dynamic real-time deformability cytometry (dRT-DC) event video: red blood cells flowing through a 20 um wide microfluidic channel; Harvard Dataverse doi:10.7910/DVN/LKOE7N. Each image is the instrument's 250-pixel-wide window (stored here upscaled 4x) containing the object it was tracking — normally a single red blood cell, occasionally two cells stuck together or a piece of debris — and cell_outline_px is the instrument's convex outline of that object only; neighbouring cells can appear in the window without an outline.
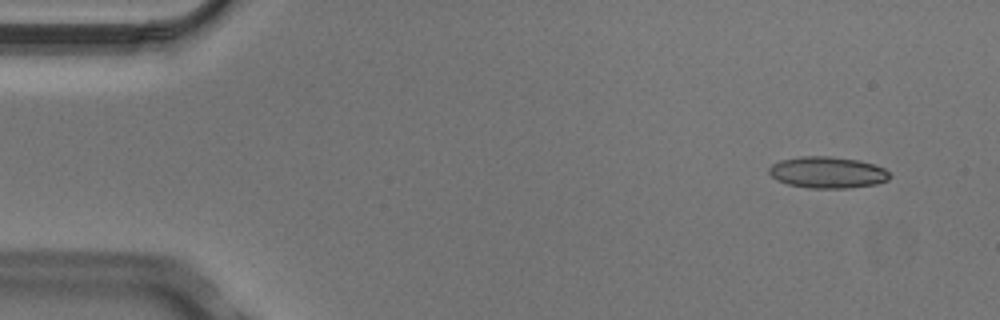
{"species": "Egyptian fruit bat (a non-hibernating species)", "species_latin": "Rousettus aegyptiacus", "temperature_condition": "cold", "stored_images_in_passage": 5, "segment_of_instrument_passage": [1, 2], "camera_frame_rate_fps": 3000, "um_per_image_px": 0.085, "animal": {"sex": "male"}, "frame": {"image": 1, "passage_image": 1, "time_ms": 0.0, "image_size_px": [1000, 320], "cell_outline_px": [[892, 176], [888, 180], [876, 184], [848, 188], [808, 188], [788, 184], [776, 180], [768, 172], [768, 168], [772, 164], [780, 160], [800, 156], [828, 156], [856, 160], [872, 164], [884, 168]], "centroid_in_image_um": [70.31, 14.66], "position_along_channel_um": 14.7, "area_um2": 22.14}}